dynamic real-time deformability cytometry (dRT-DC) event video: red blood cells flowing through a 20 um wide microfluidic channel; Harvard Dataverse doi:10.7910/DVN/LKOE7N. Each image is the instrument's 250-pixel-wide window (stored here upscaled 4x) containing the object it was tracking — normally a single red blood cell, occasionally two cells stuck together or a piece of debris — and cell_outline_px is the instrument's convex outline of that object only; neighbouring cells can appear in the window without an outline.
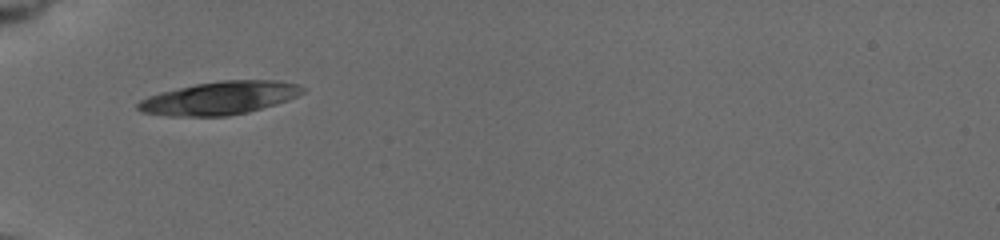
{"species": "common noctule bat (a hibernating species)", "species_latin": "Nyctalus noctula", "temperature_condition": "cold", "stored_images_in_passage": 5, "camera_frame_rate_fps": 3000, "um_per_image_px": 0.085, "animal": {"sex": "female", "body_mass_g": 19.5, "forearm_length_mm": 54.1}, "frame": {"image": 1, "passage_image": 1, "time_ms": 0.0, "image_size_px": [1000, 240], "cell_outline_px": [[304, 92], [288, 100], [276, 104], [248, 112], [228, 116], [168, 116], [144, 112], [136, 108], [136, 104], [140, 100], [148, 96], [196, 84], [224, 80], [272, 80], [296, 84], [304, 88]], "centroid_in_image_um": [18.67, 8.34], "position_along_channel_um": 66.3, "area_um2": 31.33}}